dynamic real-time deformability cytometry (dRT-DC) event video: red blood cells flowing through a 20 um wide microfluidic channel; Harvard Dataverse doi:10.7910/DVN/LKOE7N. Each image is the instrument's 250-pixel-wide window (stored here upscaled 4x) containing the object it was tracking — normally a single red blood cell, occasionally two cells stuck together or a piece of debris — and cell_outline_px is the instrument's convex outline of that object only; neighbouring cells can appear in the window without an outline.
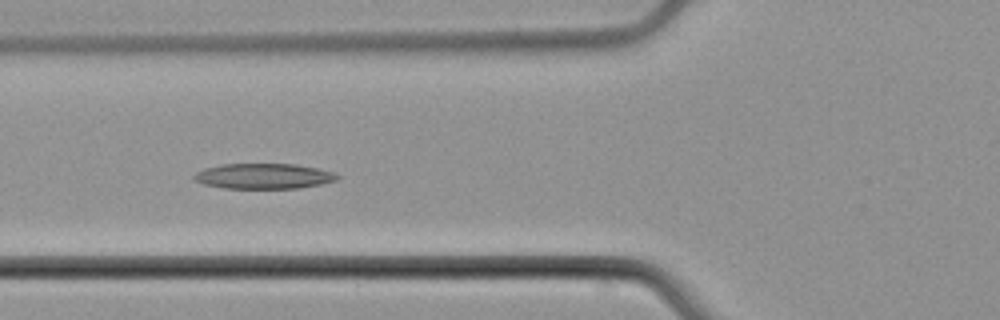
{"species": "common noctule bat (a hibernating species)", "species_latin": "Nyctalus noctula", "temperature_condition": "cold", "stored_images_in_passage": 6, "camera_frame_rate_fps": 3000, "um_per_image_px": 0.085, "animal": {"sex": "male", "body_mass_g": 21.5, "forearm_length_mm": 52.0}, "frame": {"image": 1, "passage_image": 5, "time_ms": 4.667, "image_size_px": [1000, 320], "cell_outline_px": [[340, 176], [336, 180], [320, 184], [300, 188], [224, 188], [204, 184], [192, 180], [192, 176], [196, 172], [204, 168], [224, 164], [296, 164], [320, 168], [336, 172]], "centroid_in_image_um": [22.42, 14.96], "position_along_channel_um": 103.4, "area_um2": 21.33}}
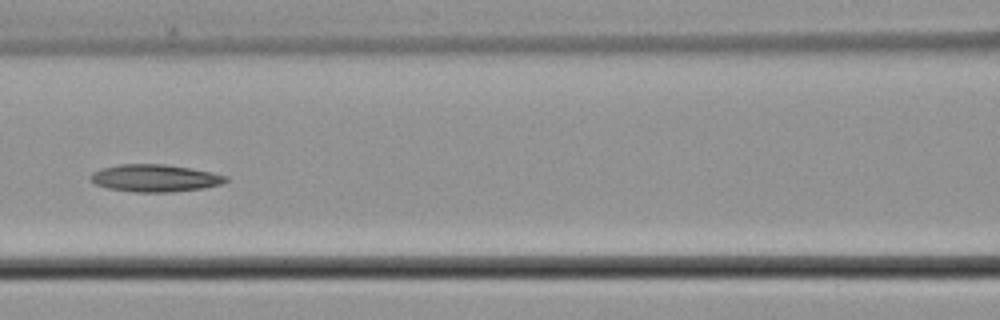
{"frame": {"image": 2, "passage_image": 6, "time_ms": 6.0, "image_size_px": [1000, 320], "cell_outline_px": [[228, 180], [224, 184], [204, 188], [172, 192], [136, 192], [108, 188], [96, 184], [88, 180], [88, 176], [92, 172], [104, 168], [120, 164], [164, 164], [192, 168], [212, 172], [228, 176]], "centroid_in_image_um": [13.19, 15.14], "position_along_channel_um": 153.4, "area_um2": 21.73}}